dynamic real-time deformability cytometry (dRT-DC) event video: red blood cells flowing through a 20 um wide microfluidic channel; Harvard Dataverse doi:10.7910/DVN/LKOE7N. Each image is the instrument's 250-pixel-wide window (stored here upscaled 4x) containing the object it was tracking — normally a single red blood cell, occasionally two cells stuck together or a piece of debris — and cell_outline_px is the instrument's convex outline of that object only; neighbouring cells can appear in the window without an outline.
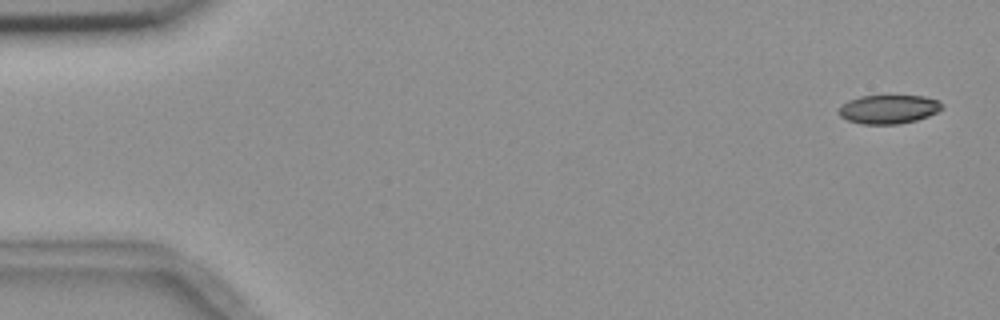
{"species": "common noctule bat (a hibernating species)", "species_latin": "Nyctalus noctula", "temperature_condition": "room temperature", "stored_images_in_passage": 5, "camera_frame_rate_fps": 3000, "um_per_image_px": 0.085, "animal": {"sex": "female", "body_mass_g": 18.4}, "frame": {"image": 1, "passage_image": 1, "time_ms": 0.0, "image_size_px": [1000, 320], "cell_outline_px": [[944, 108], [928, 116], [916, 120], [900, 124], [860, 124], [848, 120], [840, 116], [836, 112], [836, 108], [840, 104], [848, 100], [860, 96], [924, 96], [940, 100], [944, 104]], "centroid_in_image_um": [75.5, 9.28], "position_along_channel_um": 9.5, "area_um2": 17.69}}